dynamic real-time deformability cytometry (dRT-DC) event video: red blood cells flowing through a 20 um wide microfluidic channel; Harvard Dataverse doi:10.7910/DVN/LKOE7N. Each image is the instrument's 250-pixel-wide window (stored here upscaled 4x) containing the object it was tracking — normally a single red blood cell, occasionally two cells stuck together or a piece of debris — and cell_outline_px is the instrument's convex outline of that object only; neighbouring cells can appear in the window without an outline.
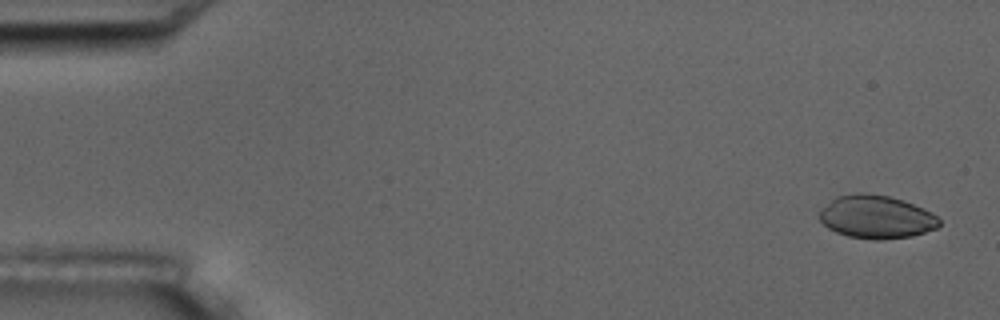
{"species": "common noctule bat (a hibernating species)", "species_latin": "Nyctalus noctula", "temperature_condition": "room temperature", "stored_images_in_passage": 5, "camera_frame_rate_fps": 3000, "um_per_image_px": 0.085, "animal": {"sex": "male", "body_mass_g": 17.5, "forearm_length_mm": 52.3}, "frame": {"image": 1, "passage_image": 1, "time_ms": 0.0, "image_size_px": [1000, 320], "cell_outline_px": [[940, 224], [936, 228], [912, 236], [880, 240], [872, 240], [848, 236], [836, 232], [828, 228], [820, 220], [820, 212], [836, 196], [860, 192], [864, 192], [888, 196], [904, 200], [924, 208], [932, 212], [940, 220]], "centroid_in_image_um": [74.51, 18.44], "position_along_channel_um": 10.5, "area_um2": 30.06}}